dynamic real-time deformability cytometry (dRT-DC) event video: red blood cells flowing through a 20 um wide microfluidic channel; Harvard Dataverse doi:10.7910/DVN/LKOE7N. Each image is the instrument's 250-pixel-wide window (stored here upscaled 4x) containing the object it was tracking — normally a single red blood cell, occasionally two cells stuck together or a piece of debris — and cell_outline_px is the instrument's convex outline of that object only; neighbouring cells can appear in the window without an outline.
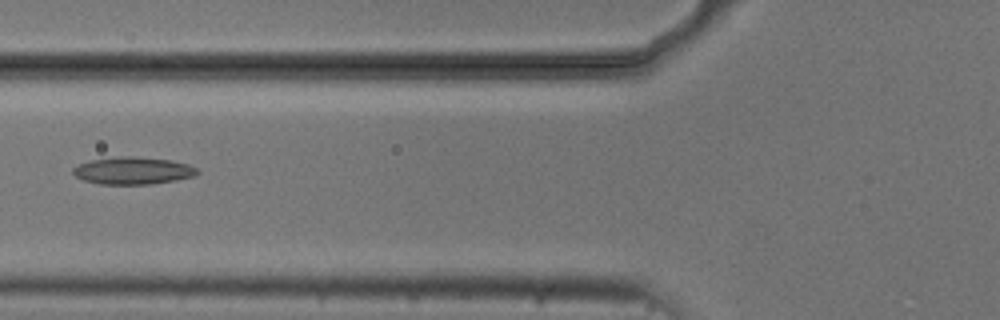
{"species": "common noctule bat (a hibernating species)", "species_latin": "Nyctalus noctula", "temperature_condition": "cold", "stored_images_in_passage": 6, "camera_frame_rate_fps": 3000, "um_per_image_px": 0.085, "animal": {"sex": "male", "body_mass_g": 20.5, "forearm_length_mm": 52.5}, "frame": {"image": 1, "passage_image": 6, "time_ms": 6.0, "image_size_px": [1000, 320], "cell_outline_px": [[200, 172], [196, 176], [148, 184], [100, 184], [84, 180], [76, 176], [72, 172], [72, 168], [80, 164], [92, 160], [120, 156], [132, 156], [172, 160], [188, 164], [196, 168]], "centroid_in_image_um": [11.31, 14.5], "position_along_channel_um": 114.5, "area_um2": 19.59}}